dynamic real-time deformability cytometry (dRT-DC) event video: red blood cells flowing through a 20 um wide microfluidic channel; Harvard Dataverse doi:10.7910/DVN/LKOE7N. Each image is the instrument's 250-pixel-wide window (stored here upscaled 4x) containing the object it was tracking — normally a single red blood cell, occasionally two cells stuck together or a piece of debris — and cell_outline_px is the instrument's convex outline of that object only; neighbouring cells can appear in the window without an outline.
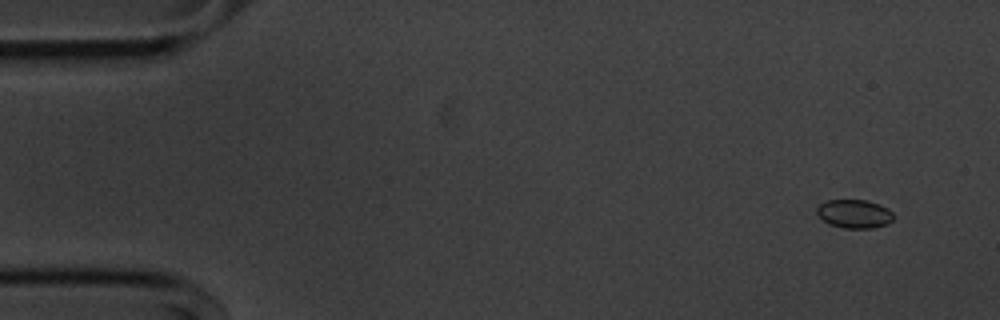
{"species": "common noctule bat (a hibernating species)", "species_latin": "Nyctalus noctula", "temperature_condition": "cold", "stored_images_in_passage": 52, "camera_frame_rate_fps": 3000, "um_per_image_px": 0.085, "animal": {"sex": "male", "body_mass_g": 20.1, "forearm_length_mm": 53.5}, "frame": {"image": 1, "passage_image": 1, "time_ms": 0.0, "image_size_px": [1000, 320], "cell_outline_px": [[892, 220], [888, 224], [872, 228], [844, 228], [828, 224], [816, 212], [816, 208], [820, 204], [828, 200], [868, 200], [880, 204], [888, 208], [892, 212]], "centroid_in_image_um": [72.63, 18.17], "position_along_channel_um": 12.4, "area_um2": 12.77}}
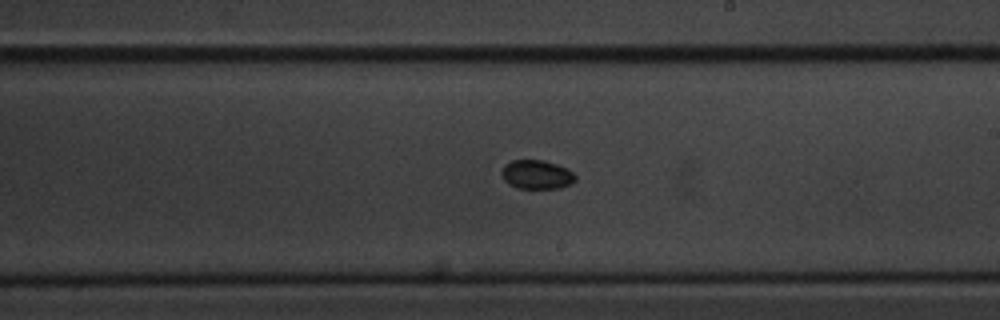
{"frame": {"image": 2, "passage_image": 29, "time_ms": 9.333, "image_size_px": [1000, 320], "cell_outline_px": [[576, 180], [572, 184], [560, 188], [516, 188], [508, 184], [504, 180], [500, 172], [504, 164], [512, 160], [544, 160], [568, 168], [576, 176]], "centroid_in_image_um": [45.61, 14.84], "position_along_channel_um": 243.4, "area_um2": 12.66}}
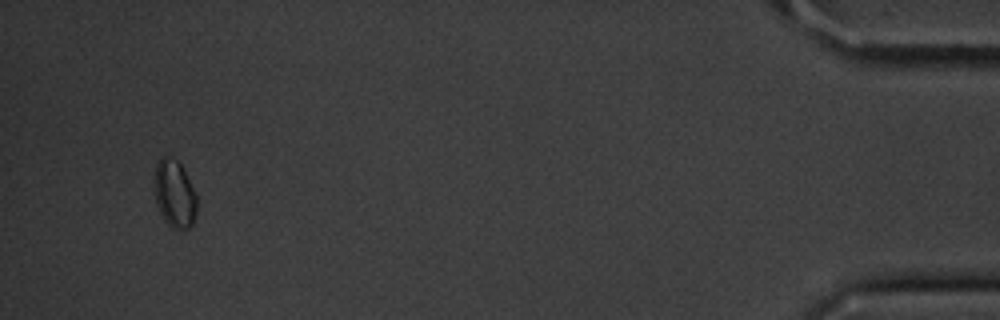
{"frame": {"image": 3, "passage_image": 50, "time_ms": 16.333, "image_size_px": [1000, 320], "cell_outline_px": [[196, 212], [192, 224], [188, 228], [172, 228], [164, 220], [156, 204], [156, 164], [164, 156], [168, 156], [176, 160], [180, 164], [196, 196]], "centroid_in_image_um": [14.84, 16.51], "position_along_channel_um": 420.4, "area_um2": 16.01}}